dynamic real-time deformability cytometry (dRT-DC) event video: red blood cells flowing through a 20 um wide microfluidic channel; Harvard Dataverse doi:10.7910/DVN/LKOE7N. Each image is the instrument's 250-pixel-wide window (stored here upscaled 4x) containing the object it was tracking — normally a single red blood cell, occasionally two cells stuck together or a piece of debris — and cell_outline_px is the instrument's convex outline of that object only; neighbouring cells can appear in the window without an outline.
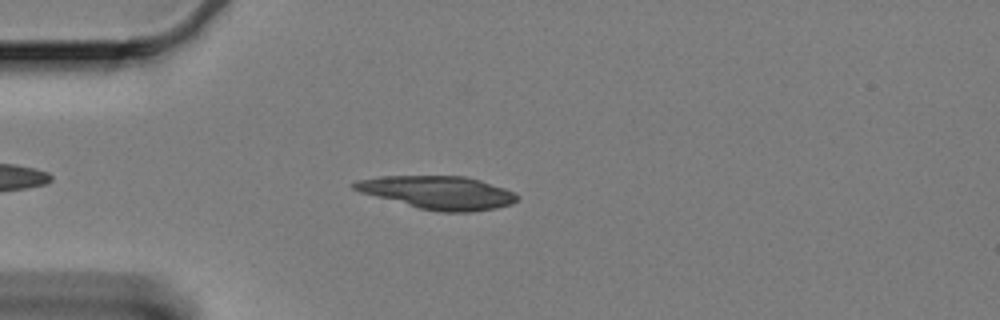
{"species": "Egyptian fruit bat (a non-hibernating species)", "species_latin": "Rousettus aegyptiacus", "temperature_condition": "cold", "stored_images_in_passage": 26, "camera_frame_rate_fps": 3000, "um_per_image_px": 0.085, "animal": {"sex": "female"}, "frame": {"image": 1, "passage_image": 8, "time_ms": 2.333, "image_size_px": [1000, 320], "cell_outline_px": [[520, 196], [512, 204], [496, 208], [472, 212], [440, 212], [420, 208], [360, 192], [352, 188], [352, 184], [356, 180], [380, 176], [464, 176], [480, 180], [504, 188]], "centroid_in_image_um": [37.24, 16.36], "position_along_channel_um": 47.8, "area_um2": 31.21}}
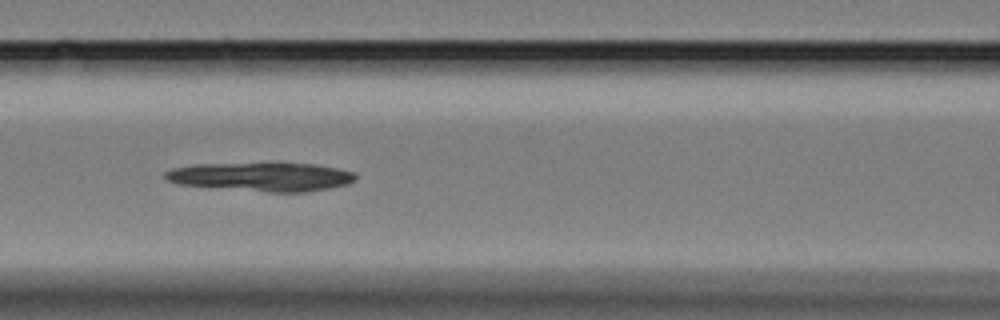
{"frame": {"image": 2, "passage_image": 18, "time_ms": 5.667, "image_size_px": [1000, 320], "cell_outline_px": [[356, 180], [348, 184], [328, 188], [304, 192], [268, 192], [176, 184], [168, 180], [164, 176], [164, 172], [172, 168], [196, 164], [316, 164], [356, 172]], "centroid_in_image_um": [22.24, 15.03], "position_along_channel_um": 144.4, "area_um2": 31.56}}
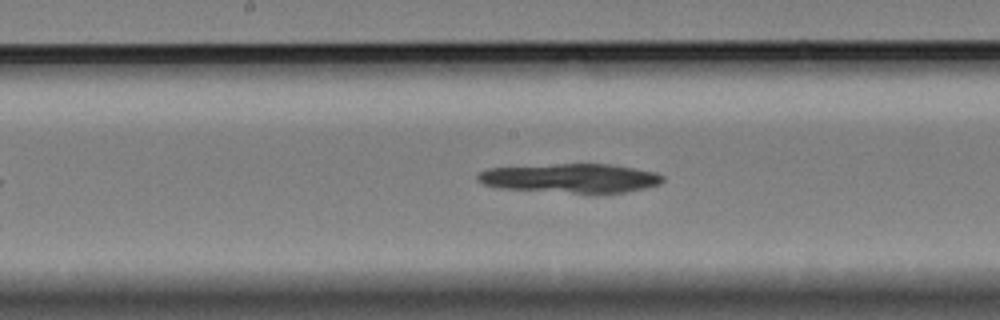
{"frame": {"image": 3, "passage_image": 23, "time_ms": 7.333, "image_size_px": [1000, 320], "cell_outline_px": [[664, 180], [660, 184], [644, 188], [624, 192], [572, 192], [500, 188], [480, 184], [476, 180], [476, 172], [488, 168], [560, 164], [608, 164], [656, 172], [664, 176]], "centroid_in_image_um": [48.45, 15.13], "position_along_channel_um": 199.8, "area_um2": 31.04}}